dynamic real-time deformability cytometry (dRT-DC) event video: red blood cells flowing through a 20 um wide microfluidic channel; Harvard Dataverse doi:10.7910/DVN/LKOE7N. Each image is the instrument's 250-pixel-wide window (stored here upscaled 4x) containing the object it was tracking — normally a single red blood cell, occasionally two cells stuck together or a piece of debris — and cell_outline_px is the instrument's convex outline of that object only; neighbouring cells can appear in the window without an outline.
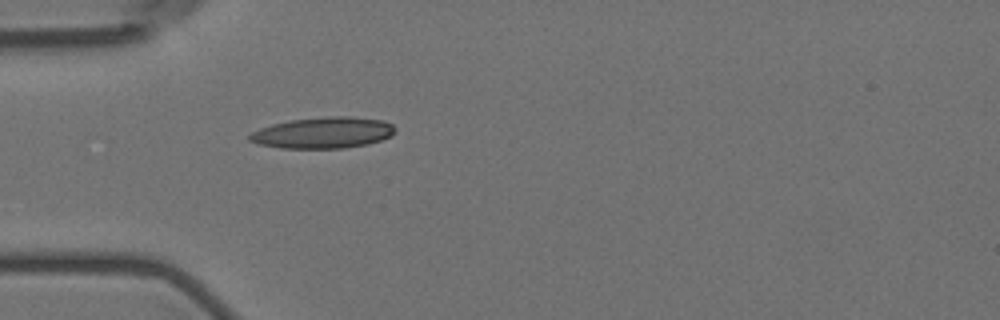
{"species": "Egyptian fruit bat (a non-hibernating species)", "species_latin": "Rousettus aegyptiacus", "temperature_condition": "room temperature", "stored_images_in_passage": 1, "camera_frame_rate_fps": 3000, "um_per_image_px": 0.085, "animal": {"sex": "female"}, "frame": {"image": 1, "passage_image": 1, "time_ms": 0.0, "image_size_px": [1000, 320], "cell_outline_px": [[396, 132], [392, 136], [368, 144], [344, 148], [280, 148], [256, 144], [248, 140], [248, 136], [252, 132], [260, 128], [272, 124], [292, 120], [332, 116], [348, 116], [384, 120], [392, 124], [396, 128]], "centroid_in_image_um": [27.48, 11.29], "position_along_channel_um": 57.5, "area_um2": 26.59}}